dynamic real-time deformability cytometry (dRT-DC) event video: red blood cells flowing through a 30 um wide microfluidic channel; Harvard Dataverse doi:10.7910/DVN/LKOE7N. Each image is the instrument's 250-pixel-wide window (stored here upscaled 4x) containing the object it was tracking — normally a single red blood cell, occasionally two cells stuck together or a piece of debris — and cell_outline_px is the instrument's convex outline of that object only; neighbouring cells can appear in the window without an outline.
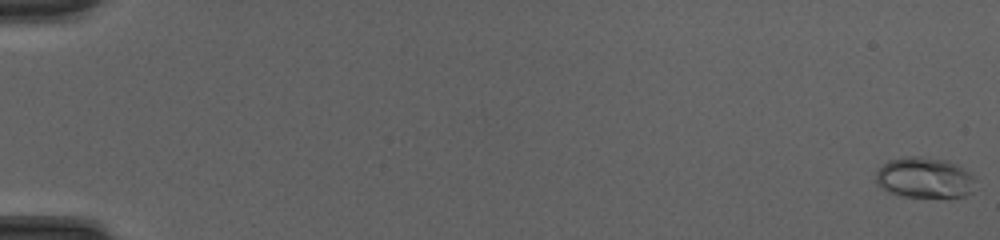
{"species": "common noctule bat (a hibernating species)", "species_latin": "Nyctalus noctula", "temperature_condition": "cold", "stored_images_in_passage": 51, "camera_frame_rate_fps": 3000, "um_per_image_px": 0.085, "animal": {"sex": "female", "body_mass_g": 20.0, "forearm_length_mm": 54.0}, "frame": {"image": 1, "passage_image": 1, "time_ms": 0.0, "image_size_px": [1000, 240], "cell_outline_px": [[976, 176], [972, 192], [964, 196], [900, 196], [888, 192], [876, 184], [876, 172], [888, 160], [908, 156], [920, 156], [944, 160], [956, 164]], "centroid_in_image_um": [78.58, 15.1], "position_along_channel_um": 6.4, "area_um2": 23.52}}
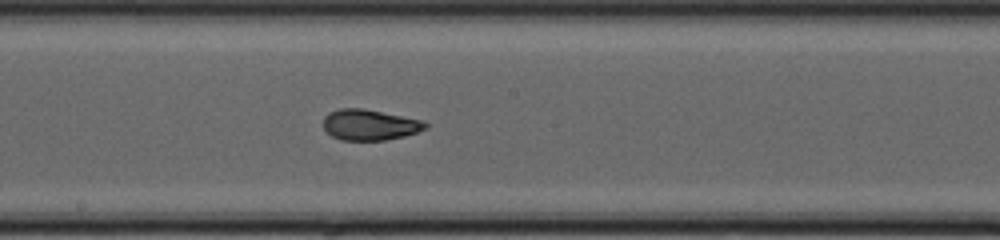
{"frame": {"image": 2, "passage_image": 30, "time_ms": 9.667, "image_size_px": [1000, 240], "cell_outline_px": [[428, 128], [404, 136], [384, 140], [340, 140], [332, 136], [324, 128], [324, 116], [328, 112], [340, 108], [364, 108], [424, 120], [428, 124]], "centroid_in_image_um": [31.43, 10.6], "position_along_channel_um": 216.8, "area_um2": 18.44}}
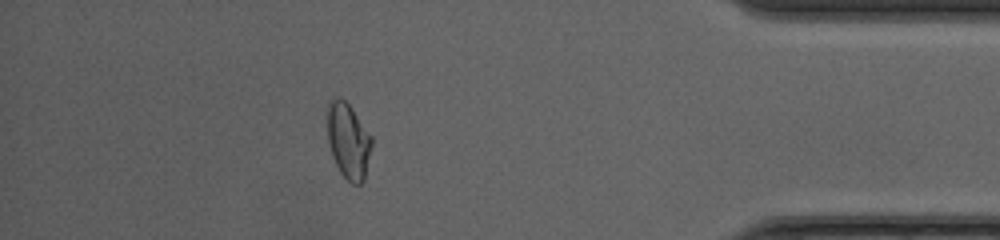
{"frame": {"image": 3, "passage_image": 46, "time_ms": 15.0, "image_size_px": [1000, 240], "cell_outline_px": [[372, 144], [364, 180], [360, 184], [352, 184], [340, 172], [332, 156], [328, 140], [328, 104], [336, 96], [340, 96], [352, 108], [372, 136]], "centroid_in_image_um": [29.62, 11.96], "position_along_channel_um": 405.6, "area_um2": 19.42}, "authors_computed_cell_mechanics": {"area_um2": 19.1896, "velocity_mm_per_s": 4.221, "shape_relaxation_time_tau1_ms": 10.6707, "shape_relaxation_time_tau2_ms": 1.162, "deformation_change_tau1": 0.2706, "deformation_change_tau2": 0.0459}}